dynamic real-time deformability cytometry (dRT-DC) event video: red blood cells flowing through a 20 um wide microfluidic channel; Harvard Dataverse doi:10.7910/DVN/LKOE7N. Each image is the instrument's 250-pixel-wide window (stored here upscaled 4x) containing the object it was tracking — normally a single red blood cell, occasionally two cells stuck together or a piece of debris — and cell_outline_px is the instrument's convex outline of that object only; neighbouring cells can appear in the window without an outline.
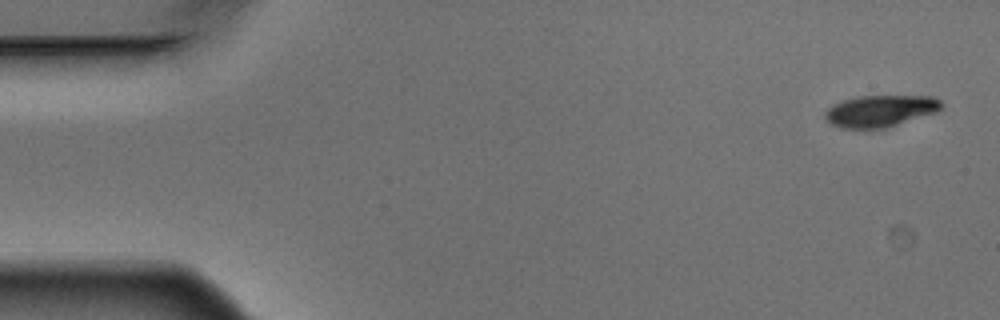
{"species": "Egyptian fruit bat (a non-hibernating species)", "species_latin": "Rousettus aegyptiacus", "temperature_condition": "warm", "stored_images_in_passage": 7, "camera_frame_rate_fps": 3000, "um_per_image_px": 0.085, "animal": {"sex": "male"}, "frame": {"image": 1, "passage_image": 1, "time_ms": 0.0, "image_size_px": [1000, 320], "cell_outline_px": [[944, 104], [936, 112], [884, 128], [868, 132], [840, 128], [832, 124], [824, 116], [824, 112], [832, 104], [856, 96], [932, 96], [940, 100]], "centroid_in_image_um": [74.77, 9.46], "position_along_channel_um": 10.2, "area_um2": 21.96}}
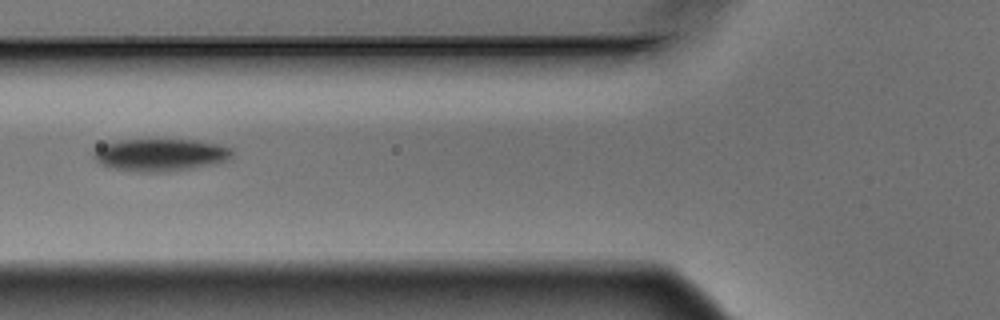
{"frame": {"image": 2, "passage_image": 5, "time_ms": 1.333, "image_size_px": [1000, 320], "cell_outline_px": [[232, 156], [228, 160], [216, 164], [192, 168], [156, 172], [144, 172], [108, 168], [100, 164], [92, 156], [92, 152], [96, 148], [104, 144], [120, 140], [196, 140], [216, 144], [232, 148]], "centroid_in_image_um": [13.61, 13.17], "position_along_channel_um": 112.2, "area_um2": 26.13}}
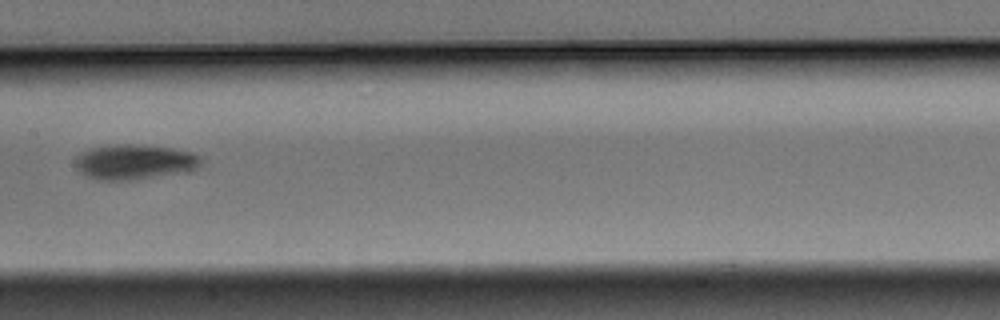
{"frame": {"image": 3, "passage_image": 7, "time_ms": 2.0, "image_size_px": [1000, 320], "cell_outline_px": [[204, 164], [188, 172], [128, 180], [96, 180], [80, 172], [76, 164], [76, 156], [80, 152], [92, 148], [112, 144], [136, 144], [172, 148], [192, 152], [200, 156], [204, 160]], "centroid_in_image_um": [11.48, 13.76], "position_along_channel_um": 195.9, "area_um2": 25.89}}